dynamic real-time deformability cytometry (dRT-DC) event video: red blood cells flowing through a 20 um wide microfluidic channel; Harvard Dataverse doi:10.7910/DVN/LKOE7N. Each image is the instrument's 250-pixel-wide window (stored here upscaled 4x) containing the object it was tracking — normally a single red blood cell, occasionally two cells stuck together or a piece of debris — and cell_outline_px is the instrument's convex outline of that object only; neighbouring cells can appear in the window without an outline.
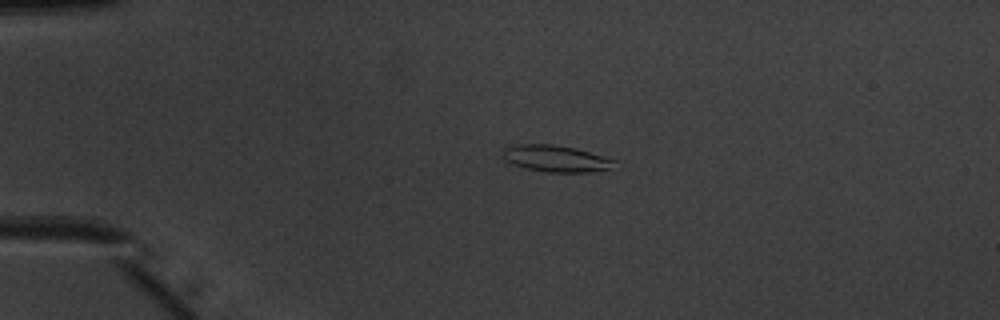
{"species": "common noctule bat (a hibernating species)", "species_latin": "Nyctalus noctula", "temperature_condition": "warm", "stored_images_in_passage": 40, "camera_frame_rate_fps": 3000, "um_per_image_px": 0.085, "animal": {"sex": "male", "body_mass_g": 20.1, "forearm_length_mm": 53.5}, "frame": {"image": 1, "passage_image": 1, "time_ms": 0.0, "image_size_px": [1000, 320], "cell_outline_px": [[616, 160], [608, 168], [588, 172], [548, 172], [528, 168], [512, 164], [504, 160], [500, 156], [504, 148], [512, 144], [552, 144], [576, 148]], "centroid_in_image_um": [47.14, 13.45], "position_along_channel_um": 37.9, "area_um2": 17.17}}
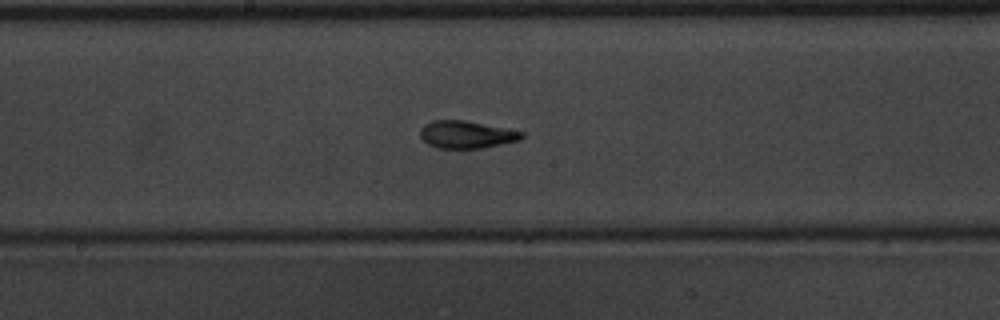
{"frame": {"image": 2, "passage_image": 17, "time_ms": 5.333, "image_size_px": [1000, 320], "cell_outline_px": [[524, 136], [520, 140], [484, 148], [436, 148], [428, 144], [420, 136], [420, 128], [424, 124], [432, 120], [464, 120], [524, 132]], "centroid_in_image_um": [39.63, 11.44], "position_along_channel_um": 208.6, "area_um2": 16.24}}
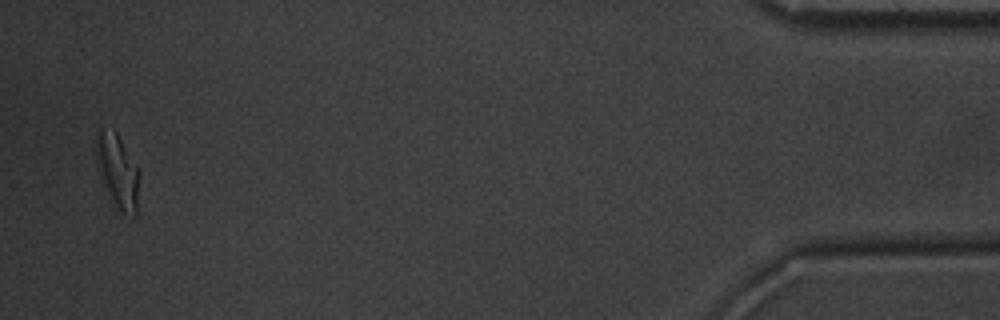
{"frame": {"image": 3, "passage_image": 39, "time_ms": 12.667, "image_size_px": [1000, 320], "cell_outline_px": [[140, 176], [136, 212], [132, 216], [120, 212], [108, 188], [92, 148], [96, 132], [112, 128], [116, 132], [140, 172]], "centroid_in_image_um": [10.0, 14.46], "position_along_channel_um": 425.2, "area_um2": 17.92}, "authors_computed_cell_mechanics": {"area_um2": 16.3574, "velocity_mm_per_s": 4.0039, "shape_relaxation_time_tau1_ms": 3.1138, "shape_relaxation_time_tau2_ms": 1.4142, "deformation_change_tau1": 0.1813, "deformation_change_tau2": 0.091}}